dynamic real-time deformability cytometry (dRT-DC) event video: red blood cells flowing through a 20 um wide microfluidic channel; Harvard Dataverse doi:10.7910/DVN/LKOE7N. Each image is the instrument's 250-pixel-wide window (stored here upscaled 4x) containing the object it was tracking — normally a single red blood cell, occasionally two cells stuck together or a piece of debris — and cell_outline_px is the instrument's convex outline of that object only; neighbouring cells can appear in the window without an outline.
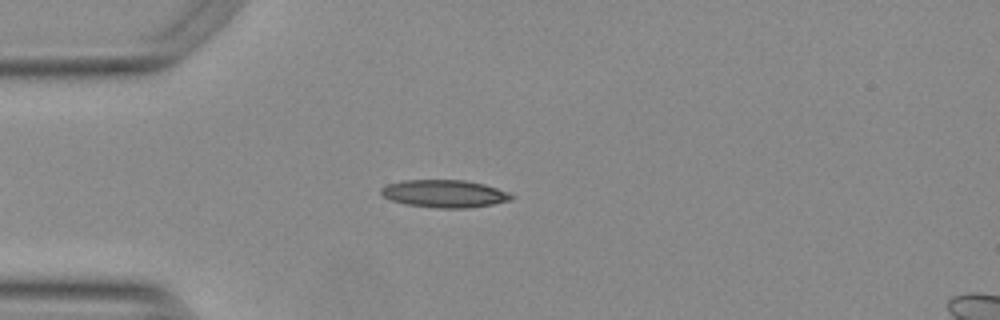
{"species": "Egyptian fruit bat (a non-hibernating species)", "species_latin": "Rousettus aegyptiacus", "temperature_condition": "warm", "stored_images_in_passage": 41, "camera_frame_rate_fps": 3000, "um_per_image_px": 0.085, "animal": {"sex": "female"}, "frame": {"image": 1, "passage_image": 5, "time_ms": 1.333, "image_size_px": [1000, 320], "cell_outline_px": [[516, 196], [512, 200], [492, 204], [468, 208], [436, 208], [408, 204], [392, 200], [384, 196], [380, 192], [380, 188], [388, 184], [404, 180], [464, 180], [484, 184], [508, 192]], "centroid_in_image_um": [37.81, 16.46], "position_along_channel_um": 47.2, "area_um2": 20.87}}
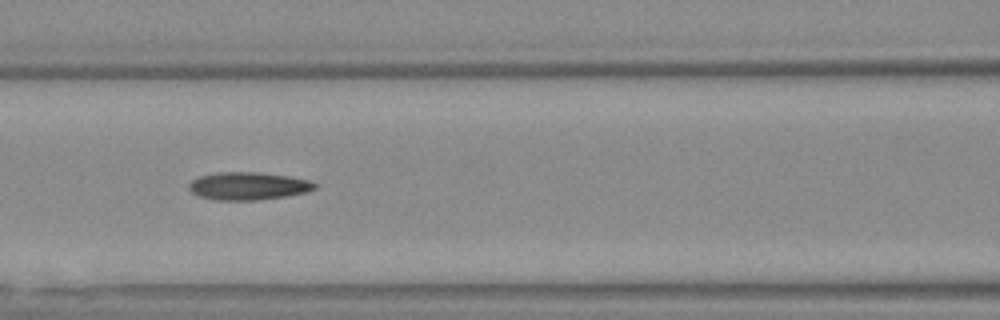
{"frame": {"image": 2, "passage_image": 14, "time_ms": 4.333, "image_size_px": [1000, 320], "cell_outline_px": [[316, 188], [304, 192], [284, 196], [260, 200], [216, 200], [200, 196], [192, 192], [188, 188], [188, 184], [192, 180], [200, 176], [216, 172], [260, 172], [288, 176], [308, 180], [316, 184]], "centroid_in_image_um": [21.06, 15.8], "position_along_channel_um": 145.5, "area_um2": 20.23}}
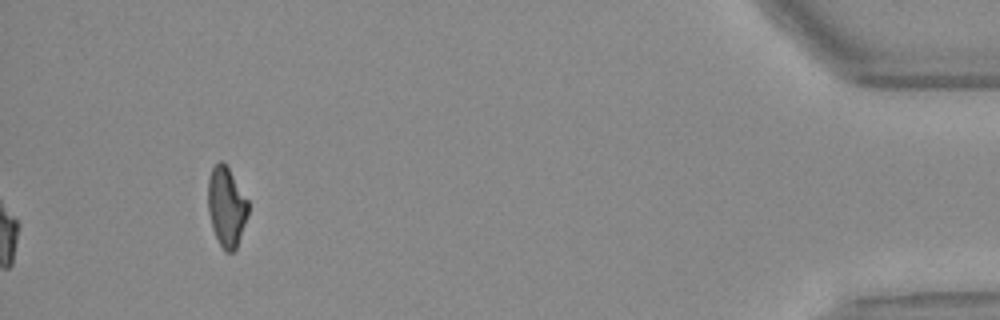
{"frame": {"image": 3, "passage_image": 41, "time_ms": 13.333, "image_size_px": [1000, 320], "cell_outline_px": [[248, 216], [236, 248], [232, 252], [224, 252], [212, 228], [208, 212], [208, 176], [212, 168], [220, 160], [228, 168], [248, 200]], "centroid_in_image_um": [19.24, 17.59], "position_along_channel_um": 416.0, "area_um2": 18.55}, "authors_computed_cell_mechanics": {"area_um2": 19.5942, "velocity_mm_per_s": 3.7849, "shape_relaxation_time_tau1_ms": 10.3316, "shape_relaxation_time_tau2_ms": 3.7344, "deformation_change_tau1": 0.2454, "deformation_change_tau2": 0.1243}}